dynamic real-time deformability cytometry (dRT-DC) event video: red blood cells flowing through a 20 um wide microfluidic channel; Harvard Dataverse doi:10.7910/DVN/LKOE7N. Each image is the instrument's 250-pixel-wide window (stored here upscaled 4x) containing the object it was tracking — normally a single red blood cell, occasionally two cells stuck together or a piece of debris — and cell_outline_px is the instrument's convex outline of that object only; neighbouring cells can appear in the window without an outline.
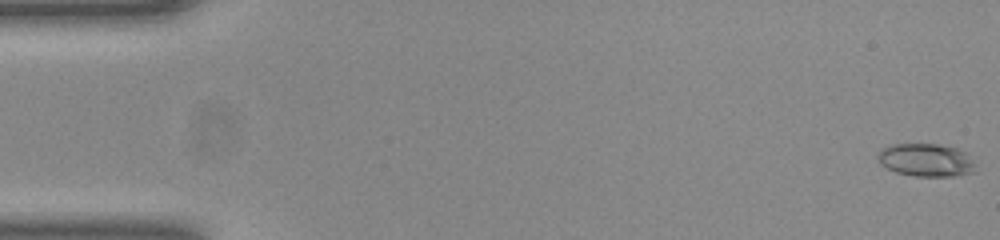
{"species": "common noctule bat (a hibernating species)", "species_latin": "Nyctalus noctula", "temperature_condition": "room temperature", "stored_images_in_passage": 51, "camera_frame_rate_fps": 3000, "um_per_image_px": 0.085, "animal": {"sex": "female", "body_mass_g": 23.0, "forearm_length_mm": 53.4}, "frame": {"image": 1, "passage_image": 1, "time_ms": 0.0, "image_size_px": [1000, 240], "cell_outline_px": [[976, 172], [956, 176], [916, 176], [896, 172], [880, 164], [876, 156], [884, 148], [892, 144], [936, 144], [956, 148], [968, 152], [972, 160]], "centroid_in_image_um": [78.74, 13.61], "position_along_channel_um": 6.3, "area_um2": 18.79}}
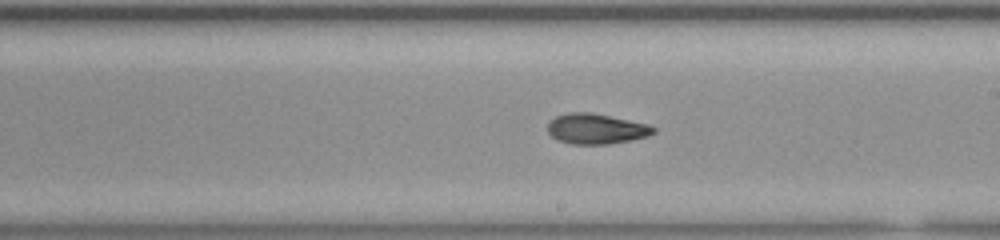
{"frame": {"image": 2, "passage_image": 29, "time_ms": 9.333, "image_size_px": [1000, 240], "cell_outline_px": [[656, 132], [648, 136], [608, 144], [572, 144], [556, 140], [548, 132], [548, 120], [556, 116], [568, 112], [592, 112], [648, 124], [656, 128]], "centroid_in_image_um": [50.64, 10.94], "position_along_channel_um": 238.4, "area_um2": 18.79}}
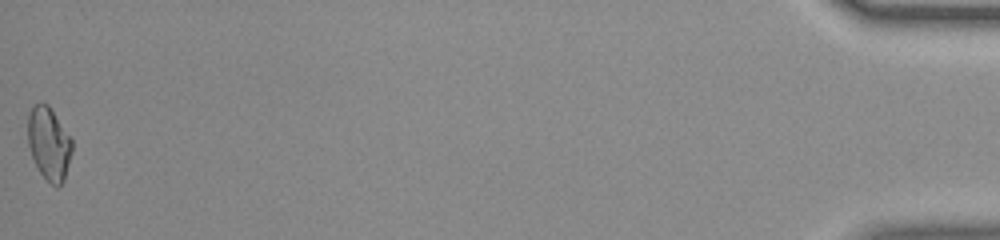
{"frame": {"image": 3, "passage_image": 51, "time_ms": 16.667, "image_size_px": [1000, 240], "cell_outline_px": [[72, 152], [64, 180], [56, 188], [40, 172], [32, 156], [28, 144], [28, 116], [32, 108], [36, 104], [48, 104], [72, 140]], "centroid_in_image_um": [4.17, 12.22], "position_along_channel_um": 431.0, "area_um2": 18.38}, "authors_computed_cell_mechanics": {"area_um2": 18.9006, "velocity_mm_per_s": 4.0388, "shape_relaxation_time_tau1_ms": 7.0447, "shape_relaxation_time_tau2_ms": 2.6622, "deformation_change_tau1": 0.2149, "deformation_change_tau2": 0.0888}}